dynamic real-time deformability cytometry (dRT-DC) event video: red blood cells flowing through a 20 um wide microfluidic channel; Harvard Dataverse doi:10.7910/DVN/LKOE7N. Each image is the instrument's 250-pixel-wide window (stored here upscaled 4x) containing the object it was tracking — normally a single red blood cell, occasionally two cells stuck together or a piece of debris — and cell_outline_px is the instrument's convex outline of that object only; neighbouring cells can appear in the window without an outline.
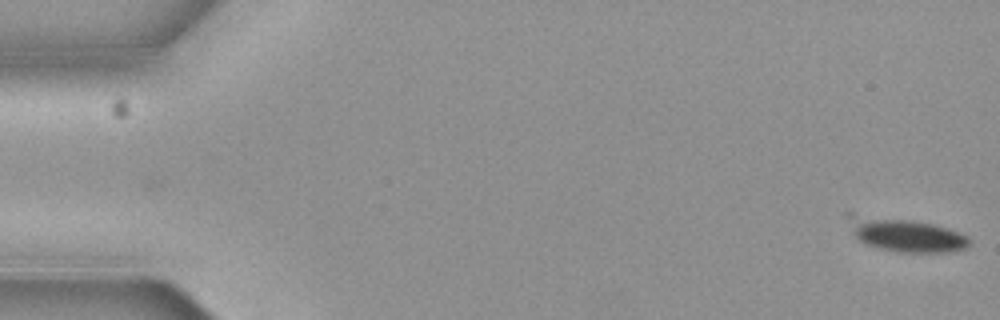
{"species": "common noctule bat (a hibernating species)", "species_latin": "Nyctalus noctula", "temperature_condition": "cold", "stored_images_in_passage": 5, "camera_frame_rate_fps": 3000, "um_per_image_px": 0.085, "animal": {"sex": "female", "body_mass_g": 19.3, "forearm_length_mm": 54.1}, "frame": {"image": 1, "passage_image": 1, "time_ms": 0.0, "image_size_px": [1000, 320], "cell_outline_px": [[968, 244], [964, 248], [944, 252], [900, 252], [880, 248], [868, 244], [860, 240], [856, 236], [844, 212], [852, 212], [912, 220], [932, 224], [948, 228], [968, 236]], "centroid_in_image_um": [76.91, 19.91], "position_along_channel_um": 8.1, "area_um2": 23.47}}
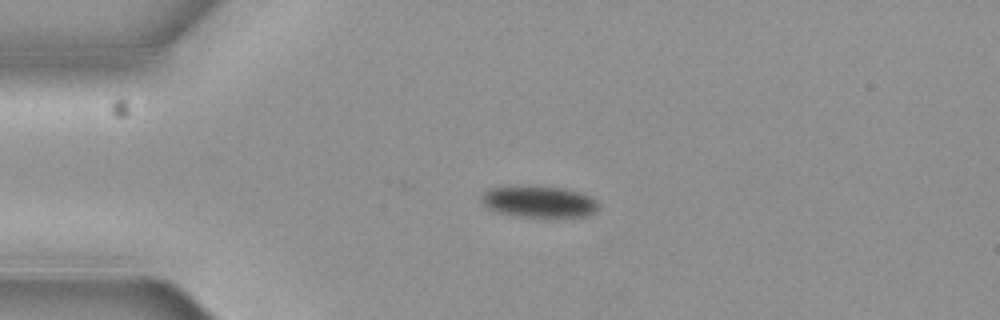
{"frame": {"image": 2, "passage_image": 4, "time_ms": 1.0, "image_size_px": [1000, 320], "cell_outline_px": [[600, 208], [596, 212], [588, 216], [512, 216], [496, 212], [488, 208], [480, 200], [480, 196], [488, 188], [564, 188], [588, 196], [596, 200]], "centroid_in_image_um": [45.81, 17.18], "position_along_channel_um": 39.2, "area_um2": 20.75}}